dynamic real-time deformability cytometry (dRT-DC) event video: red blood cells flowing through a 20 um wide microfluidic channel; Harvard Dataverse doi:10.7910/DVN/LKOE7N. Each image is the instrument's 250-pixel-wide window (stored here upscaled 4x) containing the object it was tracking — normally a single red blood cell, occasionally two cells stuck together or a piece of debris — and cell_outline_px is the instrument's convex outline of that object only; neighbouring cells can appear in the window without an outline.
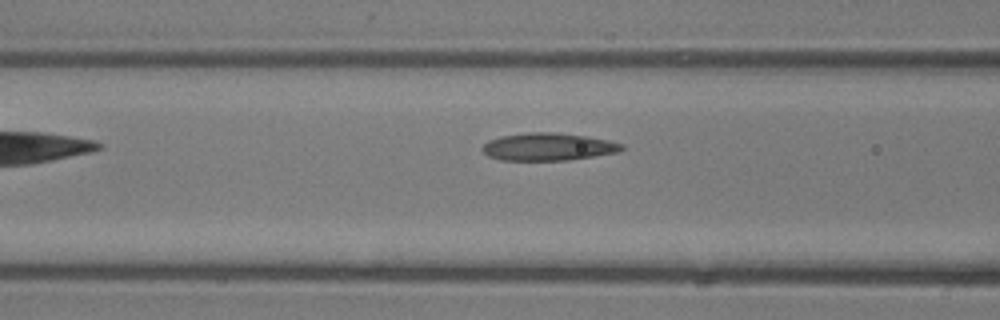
{"species": "common noctule bat (a hibernating species)", "species_latin": "Nyctalus noctula", "temperature_condition": "room temperature", "stored_images_in_passage": 6, "camera_frame_rate_fps": 3000, "um_per_image_px": 0.085, "animal": {"sex": "male", "body_mass_g": 13.3}, "frame": {"image": 1, "passage_image": 6, "time_ms": 1.667, "image_size_px": [1000, 320], "cell_outline_px": [[624, 148], [620, 152], [568, 160], [500, 160], [488, 156], [480, 148], [488, 140], [500, 136], [528, 132], [556, 132], [584, 136], [608, 140], [624, 144]], "centroid_in_image_um": [46.58, 12.47], "position_along_channel_um": 120.0, "area_um2": 22.48}}